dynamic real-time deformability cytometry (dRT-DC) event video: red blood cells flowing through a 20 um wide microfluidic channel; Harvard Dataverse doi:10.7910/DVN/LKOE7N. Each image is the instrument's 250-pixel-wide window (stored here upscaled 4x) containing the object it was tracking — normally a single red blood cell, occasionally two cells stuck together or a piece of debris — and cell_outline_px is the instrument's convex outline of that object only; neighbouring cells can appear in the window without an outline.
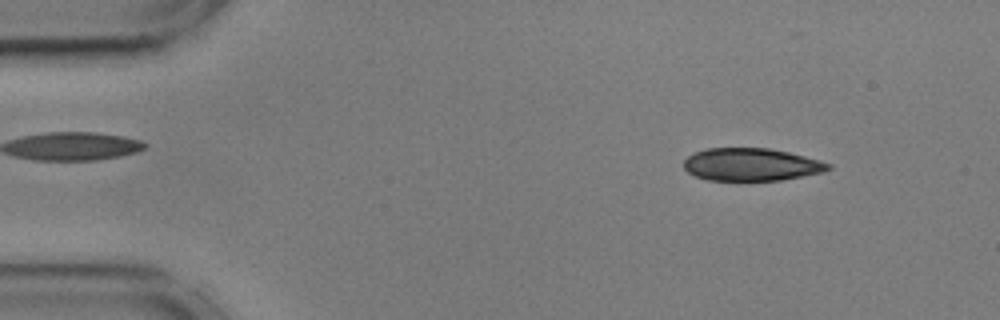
{"species": "common noctule bat (a hibernating species)", "species_latin": "Nyctalus noctula", "temperature_condition": "cold", "stored_images_in_passage": 54, "camera_frame_rate_fps": 3000, "um_per_image_px": 0.085, "animal": {"sex": "male", "body_mass_g": 17.9, "forearm_length_mm": 54.2}, "frame": {"image": 1, "passage_image": 5, "time_ms": 1.333, "image_size_px": [1000, 320], "cell_outline_px": [[832, 168], [824, 172], [780, 180], [708, 180], [696, 176], [688, 172], [684, 168], [684, 160], [688, 156], [696, 152], [708, 148], [768, 148], [788, 152], [820, 160], [832, 164]], "centroid_in_image_um": [63.88, 13.98], "position_along_channel_um": 21.1, "area_um2": 27.4}}
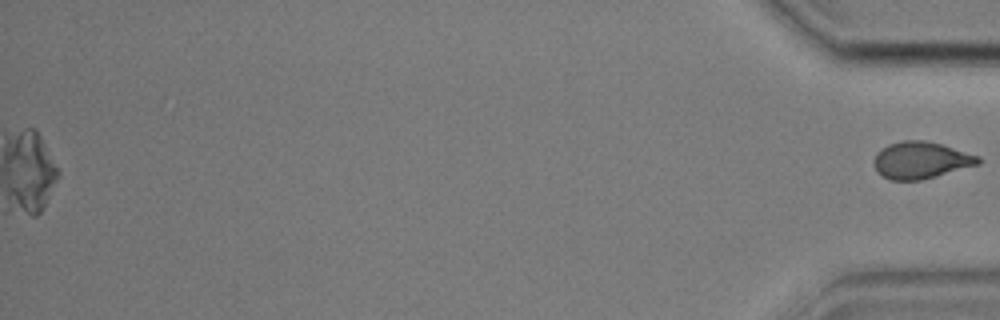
{"frame": {"image": 2, "passage_image": 54, "time_ms": 17.667, "image_size_px": [1000, 320], "cell_outline_px": [[984, 160], [980, 164], [920, 180], [888, 180], [876, 172], [872, 164], [872, 160], [876, 152], [880, 148], [888, 144], [900, 140], [924, 140], [940, 144], [980, 156]], "centroid_in_image_um": [78.22, 13.61], "position_along_channel_um": 357.0, "area_um2": 22.77}}